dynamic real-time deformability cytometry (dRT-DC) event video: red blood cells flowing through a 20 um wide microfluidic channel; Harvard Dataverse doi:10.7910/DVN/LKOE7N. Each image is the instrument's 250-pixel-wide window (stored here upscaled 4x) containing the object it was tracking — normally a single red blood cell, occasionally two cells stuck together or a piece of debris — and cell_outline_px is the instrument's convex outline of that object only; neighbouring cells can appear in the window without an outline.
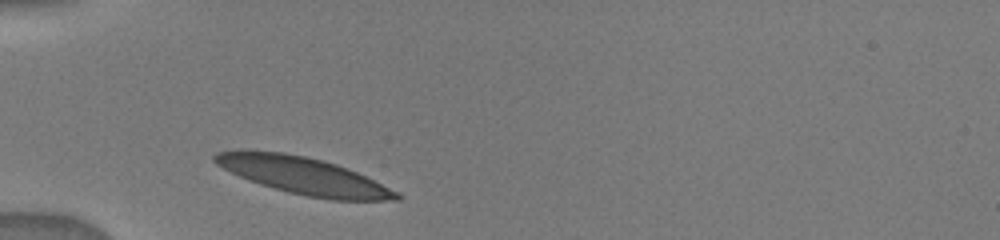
{"species": "human", "species_latin": "Homo sapiens", "temperature_condition": "warm", "stored_images_in_passage": 2, "camera_frame_rate_fps": 3000, "um_per_image_px": 0.085, "donor": {"sex": "male"}, "frame": {"image": 1, "passage_image": 1, "time_ms": 0.0, "image_size_px": [1000, 240], "cell_outline_px": [[404, 196], [400, 200], [332, 200], [308, 196], [288, 192], [260, 184], [240, 176], [216, 164], [212, 160], [212, 156], [216, 152], [284, 152], [304, 156], [336, 164], [348, 168]], "centroid_in_image_um": [25.83, 14.96], "position_along_channel_um": 59.2, "area_um2": 38.15}}